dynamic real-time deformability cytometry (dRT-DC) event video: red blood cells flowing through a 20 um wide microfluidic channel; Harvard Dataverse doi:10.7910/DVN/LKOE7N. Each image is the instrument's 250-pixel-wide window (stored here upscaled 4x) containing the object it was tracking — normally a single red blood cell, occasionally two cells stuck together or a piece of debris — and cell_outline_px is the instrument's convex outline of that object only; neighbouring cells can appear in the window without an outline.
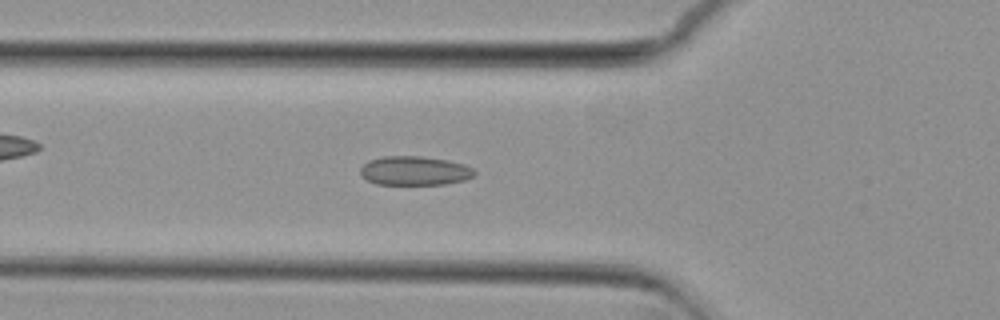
{"species": "common noctule bat (a hibernating species)", "species_latin": "Nyctalus noctula", "temperature_condition": "cold", "stored_images_in_passage": 38, "camera_frame_rate_fps": 3000, "um_per_image_px": 0.085, "animal": {"sex": "female", "body_mass_g": 29.2, "forearm_length_mm": 56.3}, "frame": {"image": 1, "passage_image": 5, "time_ms": 1.333, "image_size_px": [1000, 320], "cell_outline_px": [[476, 172], [472, 176], [464, 180], [444, 184], [376, 184], [360, 176], [360, 168], [368, 160], [384, 156], [420, 156], [448, 160], [464, 164], [472, 168]], "centroid_in_image_um": [35.21, 14.51], "position_along_channel_um": 90.6, "area_um2": 19.31}}
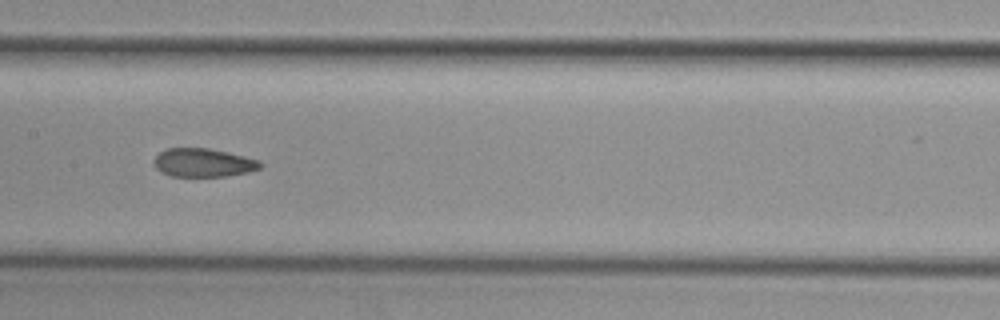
{"frame": {"image": 2, "passage_image": 13, "time_ms": 4.0, "image_size_px": [1000, 320], "cell_outline_px": [[264, 164], [260, 168], [248, 172], [224, 176], [172, 176], [160, 172], [156, 168], [152, 160], [160, 152], [168, 148], [208, 148], [228, 152], [260, 160]], "centroid_in_image_um": [17.28, 13.82], "position_along_channel_um": 190.1, "area_um2": 17.69}}
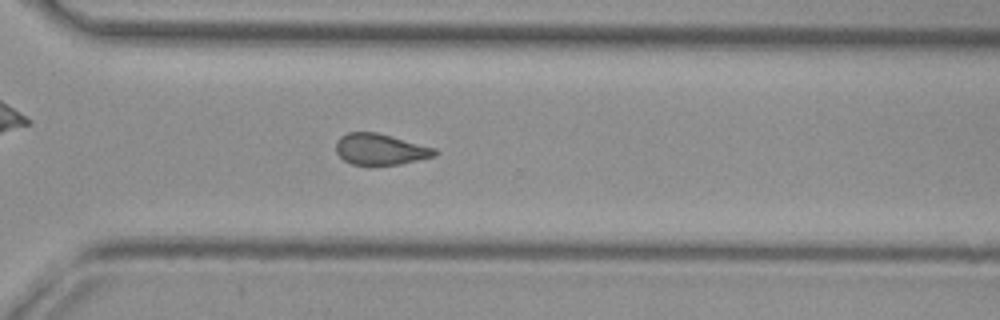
{"frame": {"image": 3, "passage_image": 25, "time_ms": 8.0, "image_size_px": [1000, 320], "cell_outline_px": [[436, 156], [400, 164], [352, 164], [344, 160], [336, 152], [336, 140], [340, 136], [348, 132], [376, 132], [436, 148]], "centroid_in_image_um": [32.31, 12.68], "position_along_channel_um": 338.3, "area_um2": 17.74}}